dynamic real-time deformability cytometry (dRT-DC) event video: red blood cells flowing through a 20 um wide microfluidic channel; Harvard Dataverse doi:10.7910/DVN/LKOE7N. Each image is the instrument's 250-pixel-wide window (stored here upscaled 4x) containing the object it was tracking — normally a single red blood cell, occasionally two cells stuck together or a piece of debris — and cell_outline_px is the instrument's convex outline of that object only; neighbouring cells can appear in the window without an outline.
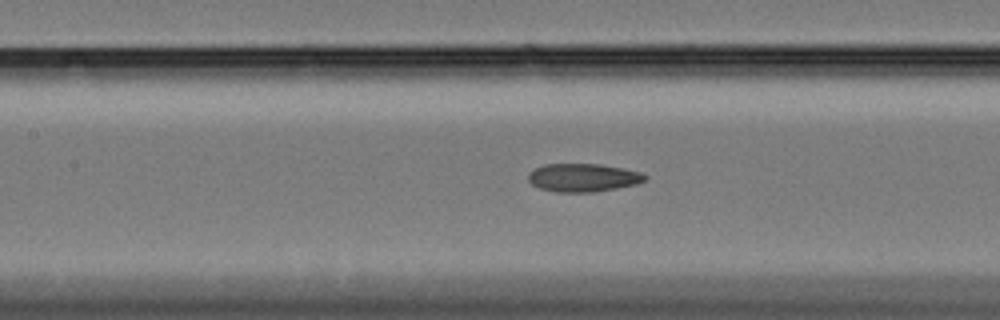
{"species": "Egyptian fruit bat (a non-hibernating species)", "species_latin": "Rousettus aegyptiacus", "temperature_condition": "cold", "stored_images_in_passage": 51, "camera_frame_rate_fps": 3000, "um_per_image_px": 0.085, "animal": {"sex": "female"}, "frame": {"image": 1, "passage_image": 19, "time_ms": 6.0, "image_size_px": [1000, 320], "cell_outline_px": [[648, 176], [644, 180], [636, 184], [616, 188], [592, 192], [556, 192], [540, 188], [532, 184], [528, 180], [528, 172], [544, 164], [600, 164], [640, 172]], "centroid_in_image_um": [49.53, 15.1], "position_along_channel_um": 157.9, "area_um2": 19.02}}
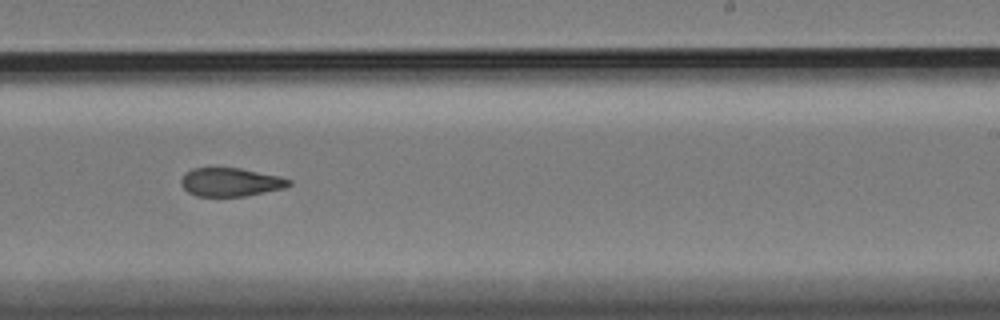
{"frame": {"image": 2, "passage_image": 29, "time_ms": 9.333, "image_size_px": [1000, 320], "cell_outline_px": [[292, 184], [284, 188], [244, 196], [196, 196], [188, 192], [180, 184], [180, 180], [192, 168], [240, 168], [280, 176], [292, 180]], "centroid_in_image_um": [19.62, 15.48], "position_along_channel_um": 269.4, "area_um2": 17.8}}
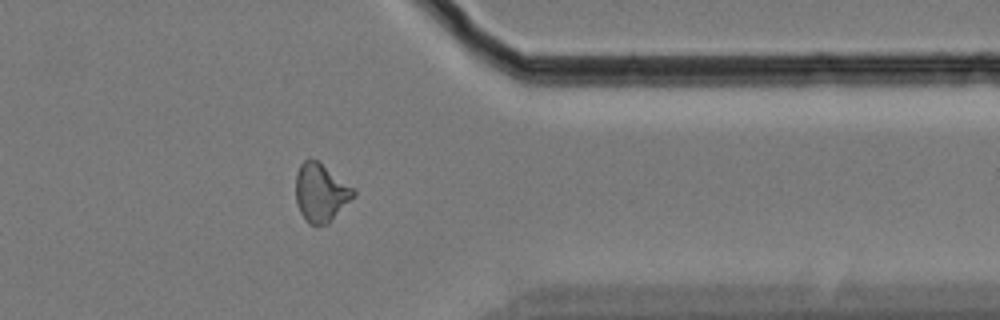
{"frame": {"image": 3, "passage_image": 40, "time_ms": 13.0, "image_size_px": [1000, 320], "cell_outline_px": [[356, 196], [328, 224], [316, 228], [308, 224], [300, 212], [296, 204], [296, 172], [300, 164], [304, 160], [316, 160], [356, 188]], "centroid_in_image_um": [27.29, 16.42], "position_along_channel_um": 384.1, "area_um2": 20.06}, "authors_computed_cell_mechanics": {"area_um2": 19.1318, "velocity_mm_per_s": 3.3626, "shape_relaxation_time_tau1_ms": null, "shape_relaxation_time_tau2_ms": 3.2313, "deformation_change_tau1": null, "deformation_change_tau2": 0.0917}}